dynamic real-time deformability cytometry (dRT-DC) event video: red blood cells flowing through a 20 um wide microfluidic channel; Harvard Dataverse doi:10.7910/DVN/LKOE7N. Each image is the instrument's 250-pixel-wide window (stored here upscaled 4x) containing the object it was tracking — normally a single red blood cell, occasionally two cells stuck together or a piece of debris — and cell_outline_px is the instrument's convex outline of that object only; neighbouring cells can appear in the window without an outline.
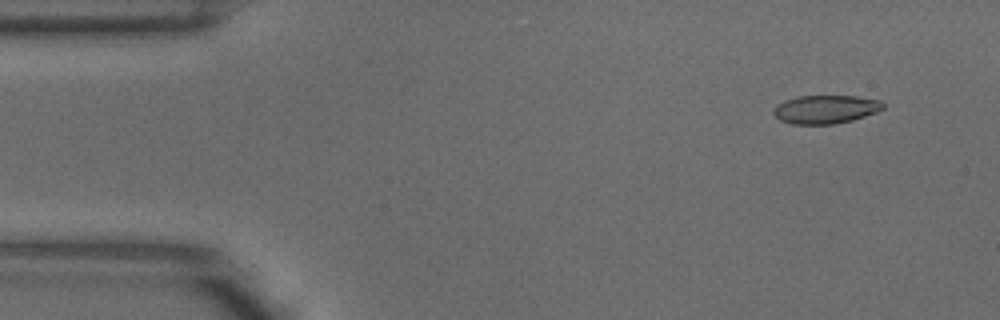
{"species": "common noctule bat (a hibernating species)", "species_latin": "Nyctalus noctula", "temperature_condition": "warm", "stored_images_in_passage": 6, "camera_frame_rate_fps": 3000, "um_per_image_px": 0.085, "animal": {"sex": "male", "body_mass_g": 18.8}, "frame": {"image": 1, "passage_image": 1, "time_ms": 0.0, "image_size_px": [1000, 320], "cell_outline_px": [[884, 108], [876, 112], [852, 120], [832, 124], [792, 124], [780, 120], [772, 112], [772, 108], [776, 104], [784, 100], [800, 96], [856, 96], [880, 100], [884, 104]], "centroid_in_image_um": [70.14, 9.29], "position_along_channel_um": 14.9, "area_um2": 18.15}}
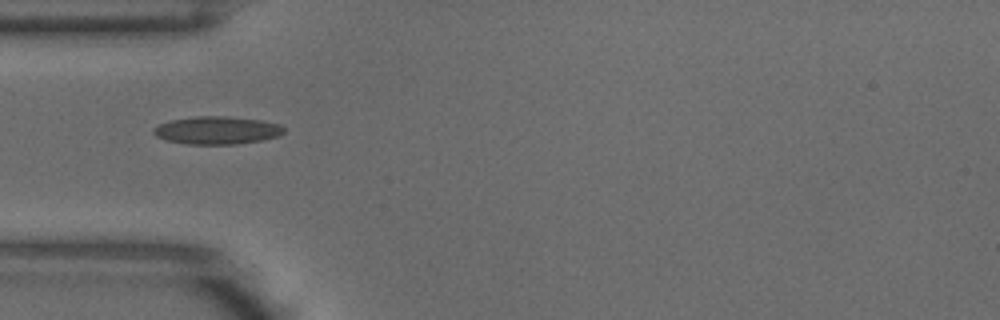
{"frame": {"image": 2, "passage_image": 4, "time_ms": 1.0, "image_size_px": [1000, 320], "cell_outline_px": [[284, 132], [280, 136], [260, 140], [236, 144], [188, 144], [168, 140], [156, 136], [152, 132], [152, 128], [160, 124], [172, 120], [196, 116], [228, 116], [264, 120], [280, 124], [284, 128]], "centroid_in_image_um": [18.48, 11.06], "position_along_channel_um": 66.5, "area_um2": 21.15}}